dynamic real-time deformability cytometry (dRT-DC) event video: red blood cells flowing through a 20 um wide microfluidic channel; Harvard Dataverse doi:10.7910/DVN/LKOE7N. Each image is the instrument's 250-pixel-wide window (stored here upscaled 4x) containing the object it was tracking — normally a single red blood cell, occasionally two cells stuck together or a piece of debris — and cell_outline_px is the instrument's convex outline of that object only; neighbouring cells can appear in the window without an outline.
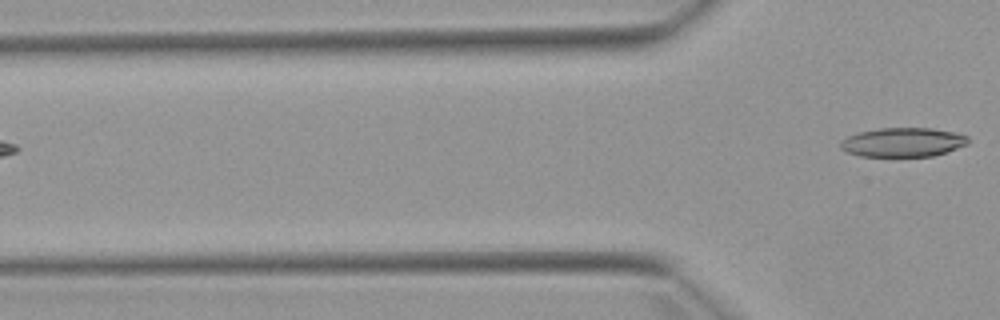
{"species": "Egyptian fruit bat (a non-hibernating species)", "species_latin": "Rousettus aegyptiacus", "temperature_condition": "warm", "stored_images_in_passage": 3, "camera_frame_rate_fps": 3000, "um_per_image_px": 0.085, "animal": {"sex": "female"}, "frame": {"image": 1, "passage_image": 3, "time_ms": 2.667, "image_size_px": [1000, 320], "cell_outline_px": [[968, 144], [932, 156], [860, 156], [848, 152], [840, 148], [840, 140], [848, 136], [860, 132], [880, 128], [932, 128], [956, 132], [968, 136]], "centroid_in_image_um": [76.74, 12.08], "position_along_channel_um": 49.1, "area_um2": 21.56}}